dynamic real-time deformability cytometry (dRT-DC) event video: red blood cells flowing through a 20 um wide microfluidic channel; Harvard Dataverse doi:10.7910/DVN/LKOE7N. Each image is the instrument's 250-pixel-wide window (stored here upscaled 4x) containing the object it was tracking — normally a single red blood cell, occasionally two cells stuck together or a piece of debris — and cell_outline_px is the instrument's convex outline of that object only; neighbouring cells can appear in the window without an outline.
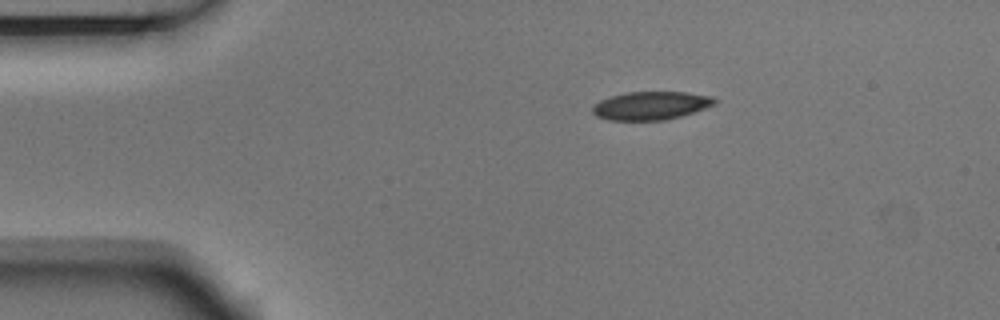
{"species": "Egyptian fruit bat (a non-hibernating species)", "species_latin": "Rousettus aegyptiacus", "temperature_condition": "room temperature", "stored_images_in_passage": 5, "camera_frame_rate_fps": 3000, "um_per_image_px": 0.085, "animal": {"sex": "male"}, "frame": {"image": 1, "passage_image": 1, "time_ms": 0.0, "image_size_px": [1000, 320], "cell_outline_px": [[720, 100], [716, 104], [680, 116], [664, 120], [608, 120], [596, 116], [592, 112], [592, 104], [600, 100], [624, 92], [688, 92], [712, 96]], "centroid_in_image_um": [55.32, 8.97], "position_along_channel_um": 29.7, "area_um2": 20.23}}
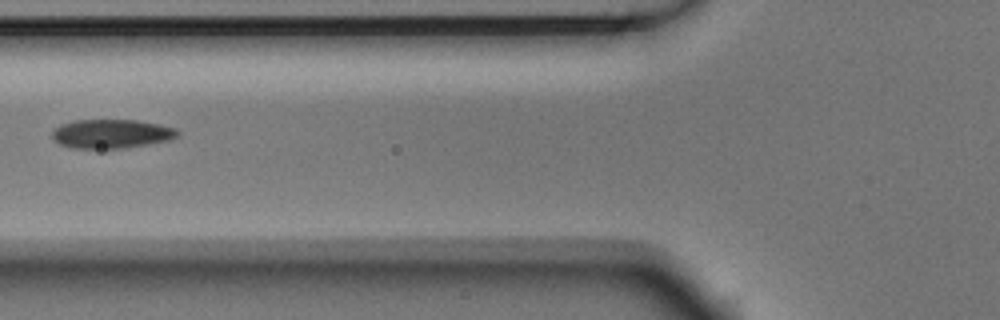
{"frame": {"image": 2, "passage_image": 4, "time_ms": 1.0, "image_size_px": [1000, 320], "cell_outline_px": [[180, 132], [176, 136], [168, 140], [120, 148], [72, 148], [60, 144], [52, 140], [52, 132], [60, 124], [76, 120], [136, 120], [176, 128]], "centroid_in_image_um": [9.41, 11.36], "position_along_channel_um": 116.4, "area_um2": 20.87}}
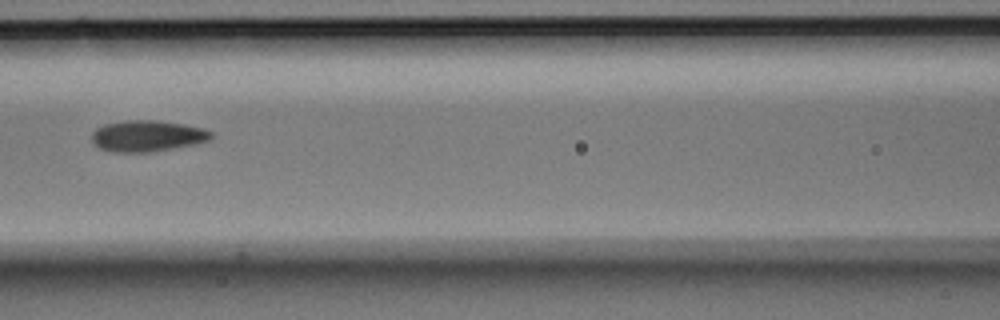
{"frame": {"image": 3, "passage_image": 5, "time_ms": 1.333, "image_size_px": [1000, 320], "cell_outline_px": [[212, 136], [208, 140], [196, 144], [152, 152], [112, 152], [100, 148], [92, 140], [92, 132], [96, 128], [104, 124], [124, 120], [156, 120], [184, 124], [204, 128], [212, 132]], "centroid_in_image_um": [12.52, 11.55], "position_along_channel_um": 154.1, "area_um2": 21.79}}